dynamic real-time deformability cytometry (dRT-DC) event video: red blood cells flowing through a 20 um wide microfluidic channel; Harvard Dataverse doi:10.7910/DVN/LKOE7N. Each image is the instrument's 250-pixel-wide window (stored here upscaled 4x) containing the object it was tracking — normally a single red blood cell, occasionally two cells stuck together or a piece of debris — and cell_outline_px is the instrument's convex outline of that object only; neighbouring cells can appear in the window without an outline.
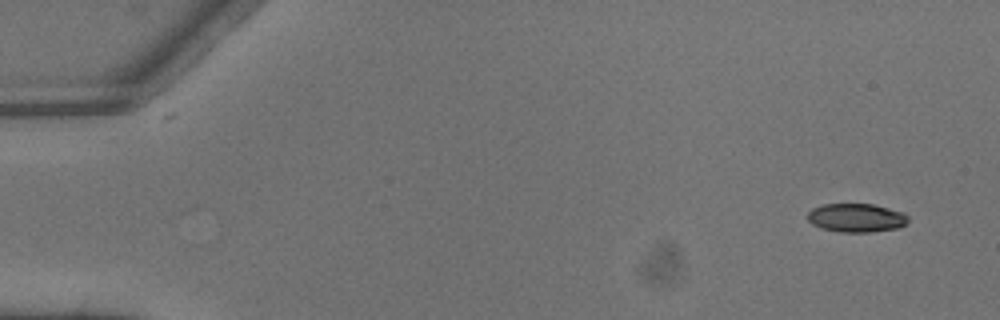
{"species": "common noctule bat (a hibernating species)", "species_latin": "Nyctalus noctula", "temperature_condition": "warm", "stored_images_in_passage": 3, "camera_frame_rate_fps": 3000, "um_per_image_px": 0.085, "animal": {"sex": "male", "body_mass_g": 13.3}, "frame": {"image": 1, "passage_image": 1, "time_ms": 0.0, "image_size_px": [1000, 320], "cell_outline_px": [[908, 220], [900, 228], [872, 232], [840, 232], [820, 228], [812, 224], [808, 220], [808, 212], [812, 208], [824, 204], [872, 204], [904, 212], [908, 216]], "centroid_in_image_um": [72.79, 18.52], "position_along_channel_um": 12.2, "area_um2": 16.88}}